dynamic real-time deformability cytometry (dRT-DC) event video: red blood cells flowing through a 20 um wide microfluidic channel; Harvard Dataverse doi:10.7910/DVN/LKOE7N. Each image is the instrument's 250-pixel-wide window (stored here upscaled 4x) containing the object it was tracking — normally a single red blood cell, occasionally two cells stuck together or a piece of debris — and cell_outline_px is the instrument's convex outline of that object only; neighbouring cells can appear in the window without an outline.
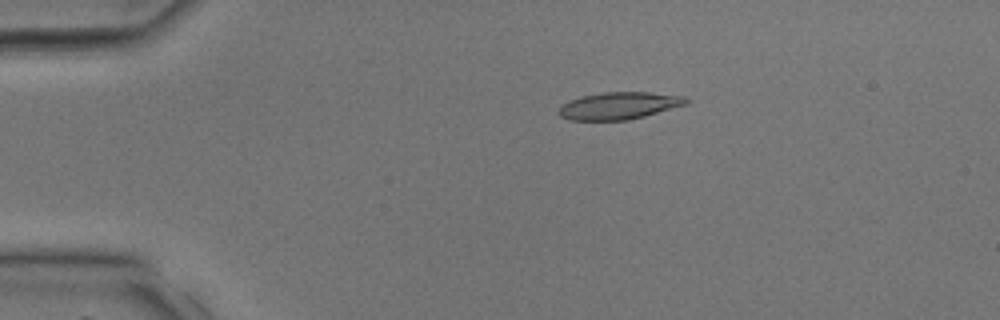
{"species": "common noctule bat (a hibernating species)", "species_latin": "Nyctalus noctula", "temperature_condition": "room temperature", "stored_images_in_passage": 35, "camera_frame_rate_fps": 3000, "um_per_image_px": 0.085, "animal": {"sex": "male", "body_mass_g": 17.9, "forearm_length_mm": 54.2}, "frame": {"image": 1, "passage_image": 8, "time_ms": 2.333, "image_size_px": [1000, 320], "cell_outline_px": [[688, 104], [644, 116], [628, 120], [568, 120], [560, 116], [560, 108], [564, 104], [572, 100], [584, 96], [604, 92], [648, 92], [684, 96], [688, 100]], "centroid_in_image_um": [52.66, 8.99], "position_along_channel_um": 32.3, "area_um2": 19.88}}
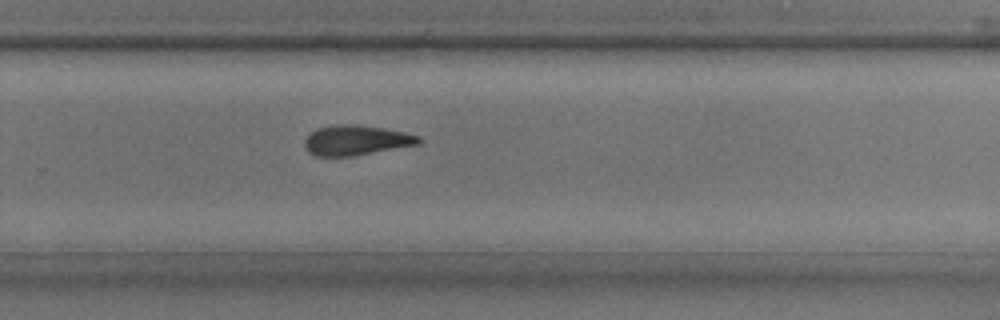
{"frame": {"image": 2, "passage_image": 26, "time_ms": 8.333, "image_size_px": [1000, 320], "cell_outline_px": [[424, 140], [420, 144], [352, 156], [316, 156], [308, 152], [304, 148], [304, 140], [316, 128], [336, 124], [352, 124], [384, 128], [404, 132], [420, 136]], "centroid_in_image_um": [30.28, 11.92], "position_along_channel_um": 299.5, "area_um2": 20.06}}
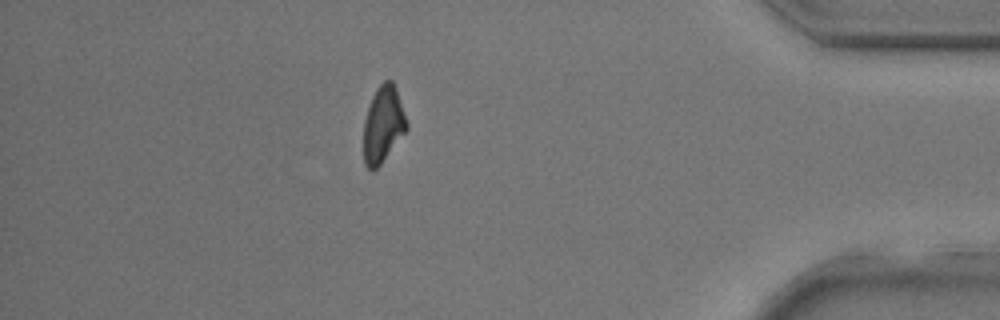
{"frame": {"image": 3, "passage_image": 34, "time_ms": 11.0, "image_size_px": [1000, 320], "cell_outline_px": [[408, 128], [380, 164], [372, 172], [364, 164], [364, 120], [372, 96], [376, 88], [384, 80], [392, 80], [396, 88], [408, 124]], "centroid_in_image_um": [32.56, 10.56], "position_along_channel_um": 402.6, "area_um2": 18.96}}